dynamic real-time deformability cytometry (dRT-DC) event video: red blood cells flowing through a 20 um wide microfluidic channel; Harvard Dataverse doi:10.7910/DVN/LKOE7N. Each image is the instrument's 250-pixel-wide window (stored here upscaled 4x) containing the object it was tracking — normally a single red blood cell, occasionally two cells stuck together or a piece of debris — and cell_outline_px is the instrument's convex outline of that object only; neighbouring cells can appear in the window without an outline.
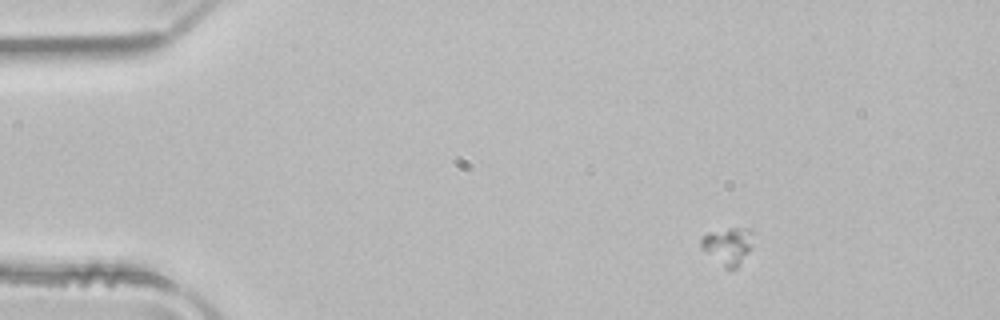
{"species": "common noctule bat (a hibernating species)", "species_latin": "Nyctalus noctula", "temperature_condition": "room temperature", "stored_images_in_passage": 53, "camera_frame_rate_fps": 3000, "um_per_image_px": 0.085, "animal": {"sex": "male", "body_mass_g": 21.5, "forearm_length_mm": 52.0}, "frame": {"image": 1, "passage_image": 8, "time_ms": 2.333, "image_size_px": [1000, 320], "cell_outline_px": [[752, 232], [748, 252], [740, 264], [736, 268], [728, 272], [700, 248], [700, 240], [708, 232], [728, 228], [748, 228]], "centroid_in_image_um": [61.81, 20.94], "position_along_channel_um": 23.2, "area_um2": 11.33}}
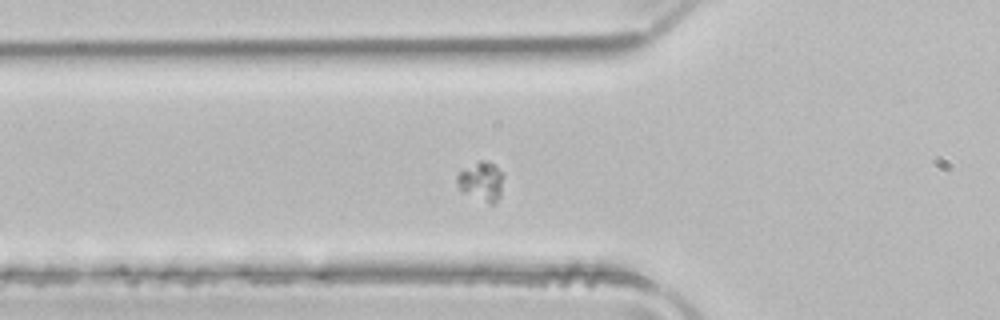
{"frame": {"image": 2, "passage_image": 19, "time_ms": 6.0, "image_size_px": [1000, 320], "cell_outline_px": [[504, 176], [500, 196], [492, 204], [488, 204], [460, 192], [456, 180], [456, 176], [460, 172], [480, 160], [484, 160], [492, 164], [504, 172]], "centroid_in_image_um": [40.92, 15.45], "position_along_channel_um": 84.9, "area_um2": 10.69}}